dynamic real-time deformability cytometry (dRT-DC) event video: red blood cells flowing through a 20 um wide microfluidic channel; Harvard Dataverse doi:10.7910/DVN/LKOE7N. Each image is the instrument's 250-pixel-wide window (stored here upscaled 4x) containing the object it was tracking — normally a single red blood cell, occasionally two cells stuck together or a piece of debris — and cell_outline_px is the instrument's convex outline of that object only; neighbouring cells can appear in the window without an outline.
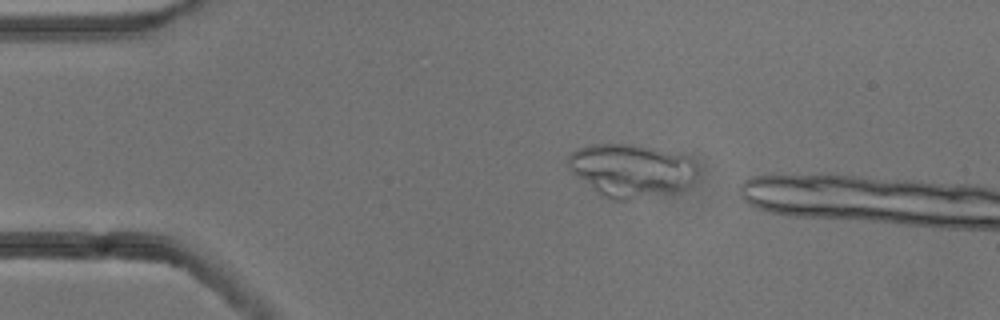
{"species": "common noctule bat (a hibernating species)", "species_latin": "Nyctalus noctula", "temperature_condition": "cold", "stored_images_in_passage": 5, "camera_frame_rate_fps": 3000, "um_per_image_px": 0.085, "animal": {"sex": "male", "body_mass_g": 13.3}, "frame": {"image": 1, "passage_image": 1, "time_ms": 0.0, "image_size_px": [1000, 320], "cell_outline_px": [[692, 184], [684, 188], [672, 192], [632, 200], [608, 200], [600, 196], [576, 176], [572, 172], [568, 164], [568, 156], [576, 148], [588, 144], [632, 144], [680, 152], [684, 156], [692, 180]], "centroid_in_image_um": [53.51, 14.49], "position_along_channel_um": 31.5, "area_um2": 39.42}}